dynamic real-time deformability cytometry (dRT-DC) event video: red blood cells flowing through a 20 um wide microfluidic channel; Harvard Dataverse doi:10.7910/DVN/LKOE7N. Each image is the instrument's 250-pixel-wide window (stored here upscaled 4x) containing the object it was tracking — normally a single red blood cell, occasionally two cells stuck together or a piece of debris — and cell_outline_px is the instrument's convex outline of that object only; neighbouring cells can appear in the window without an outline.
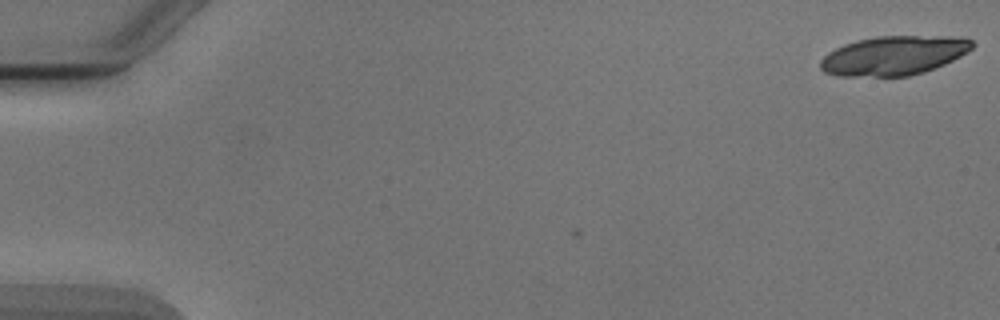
{"species": "Egyptian fruit bat (a non-hibernating species)", "species_latin": "Rousettus aegyptiacus", "temperature_condition": "cold", "stored_images_in_passage": 9, "camera_frame_rate_fps": 3000, "um_per_image_px": 0.085, "animal": {"sex": "male"}, "frame": {"image": 1, "passage_image": 1, "time_ms": 0.0, "image_size_px": [1000, 320], "cell_outline_px": [[976, 44], [968, 52], [944, 64], [924, 72], [908, 76], [836, 76], [824, 72], [820, 68], [820, 60], [828, 52], [844, 44], [856, 40], [876, 36], [960, 36], [972, 40]], "centroid_in_image_um": [75.98, 4.71], "position_along_channel_um": 9.0, "area_um2": 34.91}}
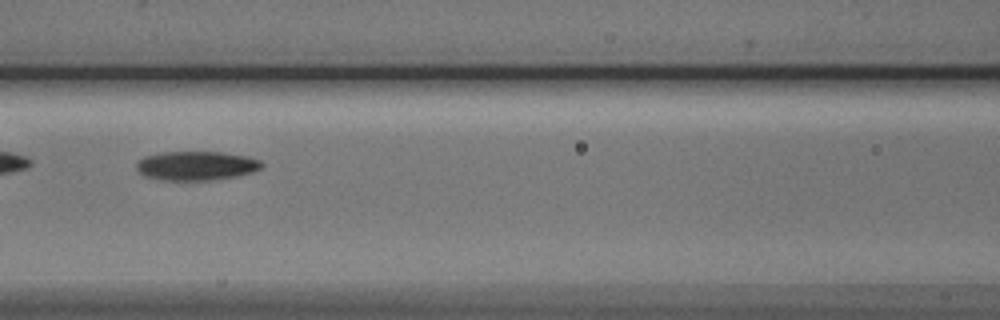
{"frame": {"image": 2, "passage_image": 7, "time_ms": 8.0, "image_size_px": [1000, 320], "cell_outline_px": [[264, 164], [260, 168], [252, 172], [236, 176], [216, 180], [164, 180], [144, 176], [136, 168], [136, 160], [144, 156], [160, 152], [220, 152], [248, 156], [260, 160]], "centroid_in_image_um": [16.66, 14.08], "position_along_channel_um": 149.9, "area_um2": 21.39}}
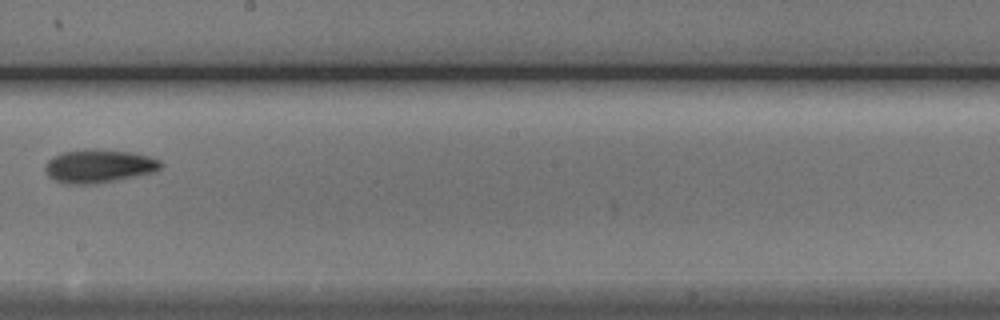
{"frame": {"image": 3, "passage_image": 9, "time_ms": 10.333, "image_size_px": [1000, 320], "cell_outline_px": [[164, 164], [156, 172], [96, 184], [64, 184], [48, 176], [44, 168], [48, 160], [52, 156], [64, 152], [92, 148], [96, 148], [132, 152], [148, 156], [160, 160]], "centroid_in_image_um": [8.41, 14.11], "position_along_channel_um": 239.8, "area_um2": 22.72}}